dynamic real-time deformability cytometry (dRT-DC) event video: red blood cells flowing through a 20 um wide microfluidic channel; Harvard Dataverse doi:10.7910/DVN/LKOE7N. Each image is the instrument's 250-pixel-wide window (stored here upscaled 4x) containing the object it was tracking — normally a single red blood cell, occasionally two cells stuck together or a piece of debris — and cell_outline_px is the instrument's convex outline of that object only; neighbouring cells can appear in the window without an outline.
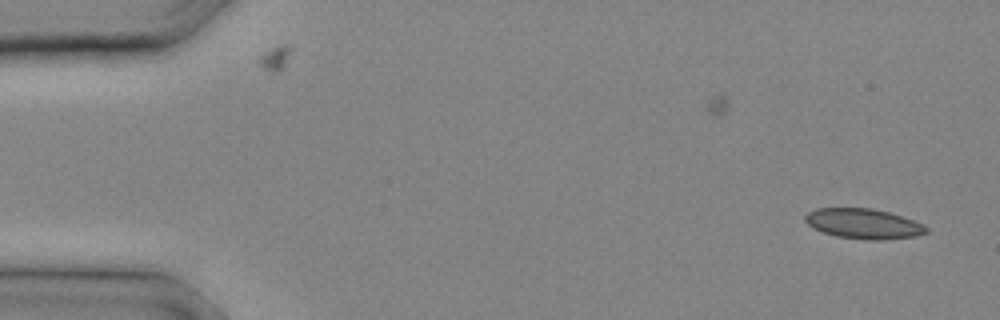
{"species": "common noctule bat (a hibernating species)", "species_latin": "Nyctalus noctula", "temperature_condition": "cold", "stored_images_in_passage": 12, "camera_frame_rate_fps": 3000, "um_per_image_px": 0.085, "animal": {"sex": "male", "body_mass_g": 20.4}, "frame": {"image": 1, "passage_image": 1, "time_ms": 0.0, "image_size_px": [1000, 320], "cell_outline_px": [[928, 232], [916, 236], [884, 240], [868, 240], [836, 236], [812, 228], [804, 220], [804, 216], [808, 212], [816, 208], [872, 208], [888, 212], [912, 220], [928, 228]], "centroid_in_image_um": [73.36, 19.02], "position_along_channel_um": 11.6, "area_um2": 21.15}}
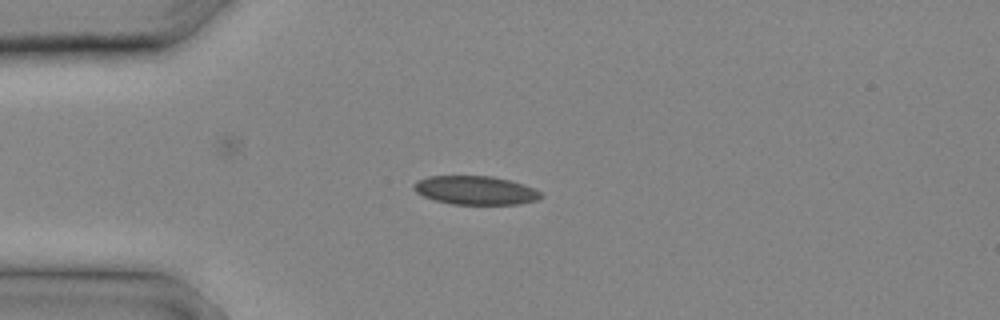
{"frame": {"image": 2, "passage_image": 6, "time_ms": 1.667, "image_size_px": [1000, 320], "cell_outline_px": [[544, 196], [536, 200], [520, 204], [452, 204], [436, 200], [424, 196], [416, 192], [412, 188], [412, 184], [416, 180], [428, 176], [492, 176], [524, 184], [540, 192]], "centroid_in_image_um": [40.38, 16.17], "position_along_channel_um": 44.6, "area_um2": 21.21}}
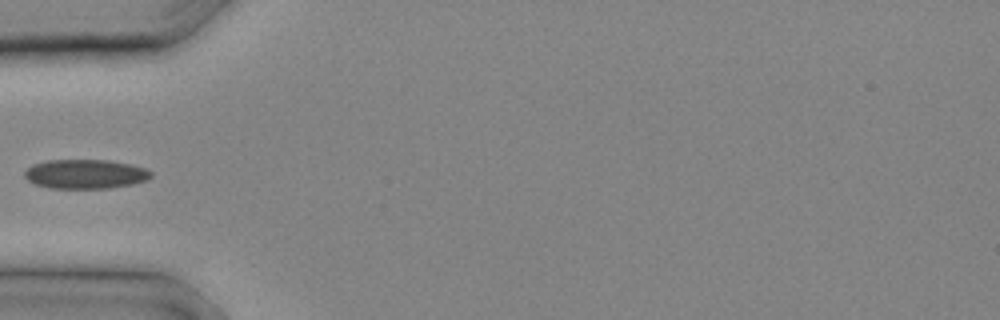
{"frame": {"image": 3, "passage_image": 8, "time_ms": 2.333, "image_size_px": [1000, 320], "cell_outline_px": [[152, 176], [144, 180], [132, 184], [108, 188], [48, 188], [36, 184], [28, 180], [24, 176], [24, 172], [32, 164], [48, 160], [108, 160], [132, 164], [144, 168], [152, 172]], "centroid_in_image_um": [7.24, 14.79], "position_along_channel_um": 77.8, "area_um2": 21.5}}